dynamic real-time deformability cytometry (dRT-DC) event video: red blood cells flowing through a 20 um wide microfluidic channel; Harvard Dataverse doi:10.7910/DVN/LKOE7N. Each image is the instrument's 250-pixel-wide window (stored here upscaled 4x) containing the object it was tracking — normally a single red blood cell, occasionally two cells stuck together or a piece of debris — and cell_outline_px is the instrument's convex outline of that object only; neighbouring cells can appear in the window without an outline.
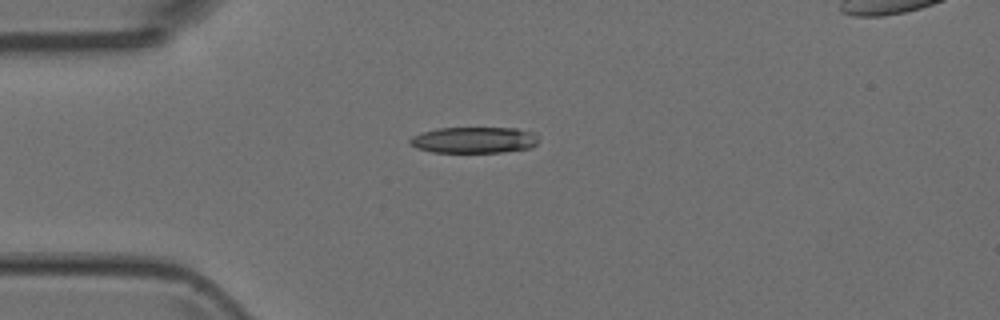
{"species": "Egyptian fruit bat (a non-hibernating species)", "species_latin": "Rousettus aegyptiacus", "temperature_condition": "room temperature", "stored_images_in_passage": 2, "camera_frame_rate_fps": 3000, "um_per_image_px": 0.085, "animal": {"sex": "female"}, "frame": {"image": 1, "passage_image": 1, "time_ms": 0.0, "image_size_px": [1000, 320], "cell_outline_px": [[536, 144], [532, 148], [500, 152], [432, 152], [416, 148], [408, 144], [408, 140], [412, 136], [436, 128], [516, 128], [536, 132]], "centroid_in_image_um": [40.28, 11.9], "position_along_channel_um": 44.7, "area_um2": 19.71}}